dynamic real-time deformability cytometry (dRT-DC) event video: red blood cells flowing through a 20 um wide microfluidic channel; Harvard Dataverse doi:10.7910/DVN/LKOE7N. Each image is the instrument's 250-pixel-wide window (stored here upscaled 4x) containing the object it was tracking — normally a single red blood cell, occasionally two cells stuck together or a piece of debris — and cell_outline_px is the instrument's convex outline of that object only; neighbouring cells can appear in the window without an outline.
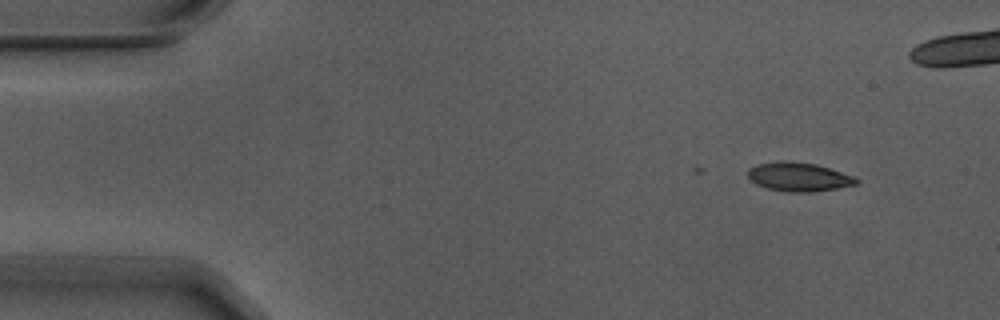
{"species": "Egyptian fruit bat (a non-hibernating species)", "species_latin": "Rousettus aegyptiacus", "temperature_condition": "warm", "stored_images_in_passage": 5, "camera_frame_rate_fps": 3000, "um_per_image_px": 0.085, "animal": {"sex": "male"}, "frame": {"image": 1, "passage_image": 1, "time_ms": 0.0, "image_size_px": [1000, 320], "cell_outline_px": [[860, 180], [856, 184], [836, 188], [808, 192], [792, 192], [768, 188], [756, 184], [748, 176], [748, 168], [756, 164], [784, 160], [788, 160], [816, 164], [856, 176]], "centroid_in_image_um": [67.9, 15.01], "position_along_channel_um": 17.1, "area_um2": 18.21}}